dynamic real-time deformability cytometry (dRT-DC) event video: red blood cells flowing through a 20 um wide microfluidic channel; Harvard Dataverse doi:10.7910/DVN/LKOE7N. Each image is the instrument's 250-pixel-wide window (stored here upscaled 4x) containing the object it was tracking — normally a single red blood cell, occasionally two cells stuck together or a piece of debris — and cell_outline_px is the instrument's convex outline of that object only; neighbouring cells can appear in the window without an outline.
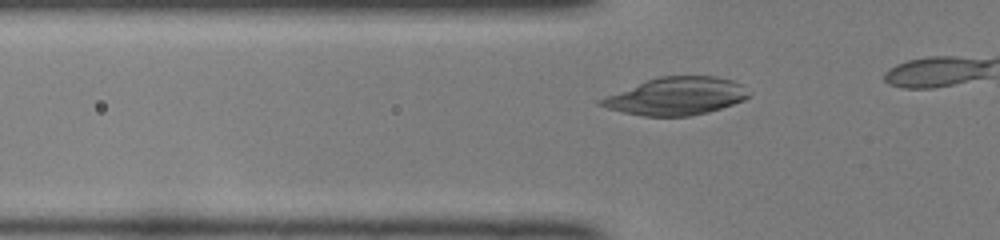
{"species": "common noctule bat (a hibernating species)", "species_latin": "Nyctalus noctula", "temperature_condition": "room temperature", "stored_images_in_passage": 6, "camera_frame_rate_fps": 3000, "um_per_image_px": 0.085, "animal": {"sex": "female", "body_mass_g": 22.0, "forearm_length_mm": 56.7}, "frame": {"image": 1, "passage_image": 3, "time_ms": 0.667, "image_size_px": [1000, 240], "cell_outline_px": [[752, 92], [744, 100], [708, 112], [688, 116], [644, 116], [624, 112], [608, 108], [596, 104], [596, 100], [604, 96], [648, 80], [660, 76], [716, 76], [732, 80], [740, 84]], "centroid_in_image_um": [57.47, 8.17], "position_along_channel_um": 68.3, "area_um2": 32.31}}